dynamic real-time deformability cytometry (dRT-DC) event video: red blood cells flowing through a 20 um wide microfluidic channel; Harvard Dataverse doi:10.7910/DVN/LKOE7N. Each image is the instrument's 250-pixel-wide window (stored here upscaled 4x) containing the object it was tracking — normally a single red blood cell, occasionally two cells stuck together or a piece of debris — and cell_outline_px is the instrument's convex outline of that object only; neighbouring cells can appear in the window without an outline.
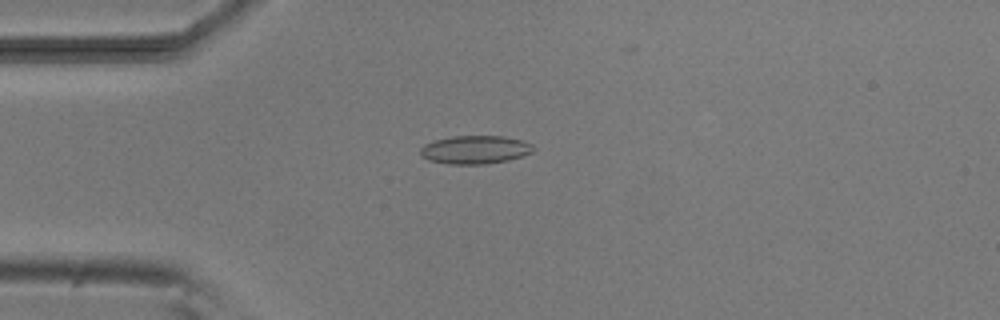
{"species": "common noctule bat (a hibernating species)", "species_latin": "Nyctalus noctula", "temperature_condition": "room temperature", "stored_images_in_passage": 7, "camera_frame_rate_fps": 3000, "um_per_image_px": 0.085, "animal": {"sex": "male", "body_mass_g": 20.5, "forearm_length_mm": 52.5}, "frame": {"image": 1, "passage_image": 4, "time_ms": 3.667, "image_size_px": [1000, 320], "cell_outline_px": [[536, 148], [532, 152], [524, 156], [508, 160], [484, 164], [448, 164], [428, 160], [420, 156], [420, 148], [424, 144], [432, 140], [452, 136], [504, 136], [524, 140], [532, 144]], "centroid_in_image_um": [40.38, 12.72], "position_along_channel_um": 44.6, "area_um2": 18.96}}
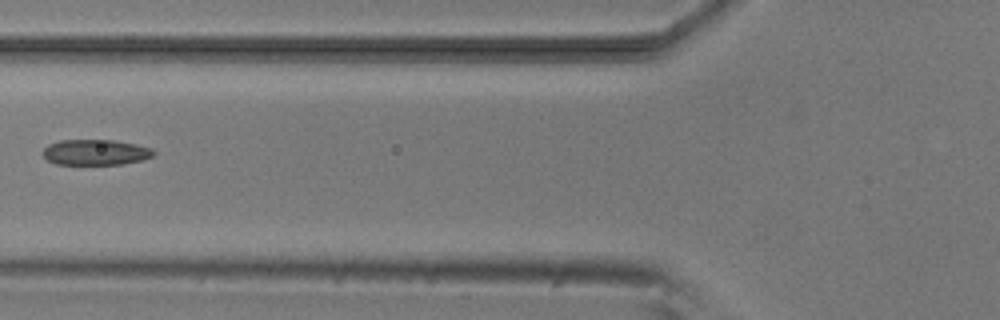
{"frame": {"image": 2, "passage_image": 6, "time_ms": 6.0, "image_size_px": [1000, 320], "cell_outline_px": [[156, 152], [152, 156], [144, 160], [124, 164], [56, 164], [48, 160], [40, 152], [48, 144], [60, 140], [112, 140], [136, 144], [152, 148]], "centroid_in_image_um": [8.12, 12.94], "position_along_channel_um": 117.7, "area_um2": 16.65}}
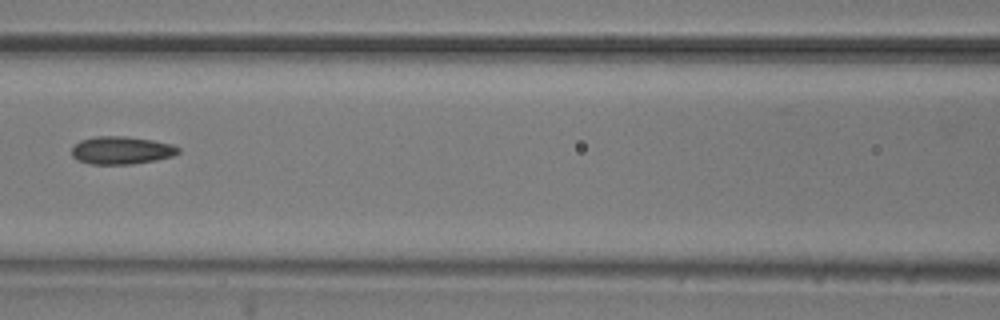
{"frame": {"image": 3, "passage_image": 7, "time_ms": 7.0, "image_size_px": [1000, 320], "cell_outline_px": [[180, 152], [172, 156], [156, 160], [132, 164], [92, 164], [76, 160], [72, 156], [72, 148], [80, 140], [96, 136], [124, 136], [152, 140], [172, 144], [180, 148]], "centroid_in_image_um": [10.32, 12.78], "position_along_channel_um": 156.3, "area_um2": 17.28}}